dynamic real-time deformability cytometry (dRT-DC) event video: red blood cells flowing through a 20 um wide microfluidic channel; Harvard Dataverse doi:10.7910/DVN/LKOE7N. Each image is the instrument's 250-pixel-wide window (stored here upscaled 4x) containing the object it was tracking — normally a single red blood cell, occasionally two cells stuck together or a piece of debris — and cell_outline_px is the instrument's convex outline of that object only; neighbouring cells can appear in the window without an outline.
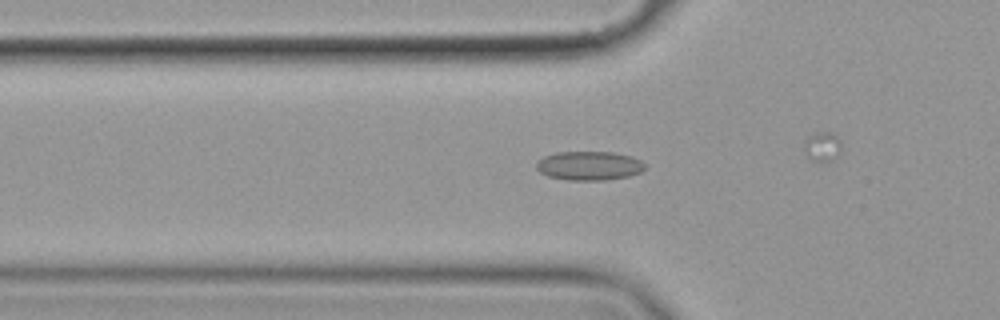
{"species": "common noctule bat (a hibernating species)", "species_latin": "Nyctalus noctula", "temperature_condition": "cold", "stored_images_in_passage": 43, "camera_frame_rate_fps": 3000, "um_per_image_px": 0.085, "animal": {"sex": "female", "body_mass_g": 19.9}, "frame": {"image": 1, "passage_image": 18, "time_ms": 5.667, "image_size_px": [1000, 320], "cell_outline_px": [[644, 168], [640, 172], [628, 176], [604, 180], [568, 180], [548, 176], [540, 172], [536, 168], [536, 160], [544, 156], [556, 152], [612, 152], [632, 156], [640, 160], [644, 164]], "centroid_in_image_um": [50.04, 14.08], "position_along_channel_um": 75.8, "area_um2": 18.32}}
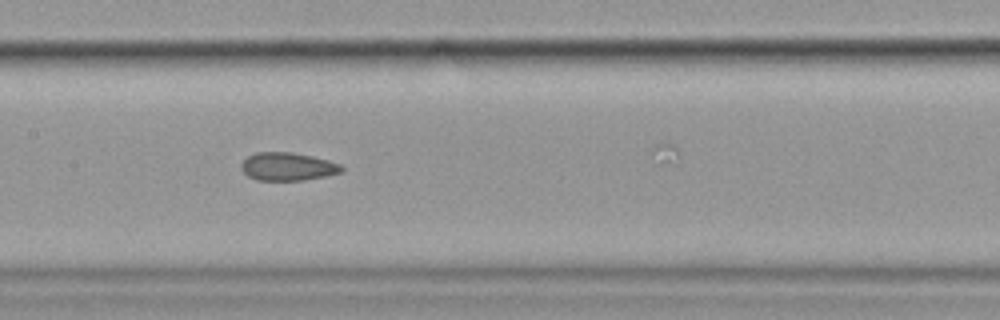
{"frame": {"image": 2, "passage_image": 27, "time_ms": 8.667, "image_size_px": [1000, 320], "cell_outline_px": [[344, 168], [340, 172], [324, 176], [304, 180], [256, 180], [248, 176], [240, 168], [240, 164], [248, 156], [256, 152], [292, 152], [312, 156], [328, 160], [340, 164]], "centroid_in_image_um": [24.42, 14.15], "position_along_channel_um": 183.0, "area_um2": 16.36}}
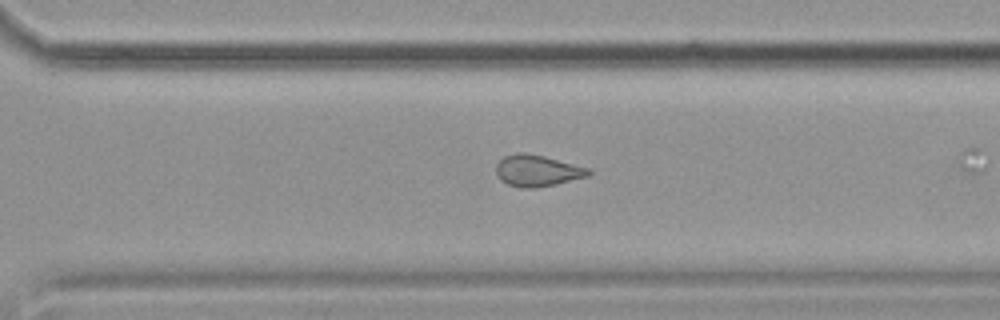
{"frame": {"image": 3, "passage_image": 39, "time_ms": 12.667, "image_size_px": [1000, 320], "cell_outline_px": [[592, 172], [588, 176], [556, 184], [536, 188], [520, 188], [508, 184], [500, 180], [496, 176], [496, 164], [504, 156], [516, 152], [524, 152], [544, 156], [592, 168]], "centroid_in_image_um": [45.67, 14.5], "position_along_channel_um": 324.9, "area_um2": 17.22}}